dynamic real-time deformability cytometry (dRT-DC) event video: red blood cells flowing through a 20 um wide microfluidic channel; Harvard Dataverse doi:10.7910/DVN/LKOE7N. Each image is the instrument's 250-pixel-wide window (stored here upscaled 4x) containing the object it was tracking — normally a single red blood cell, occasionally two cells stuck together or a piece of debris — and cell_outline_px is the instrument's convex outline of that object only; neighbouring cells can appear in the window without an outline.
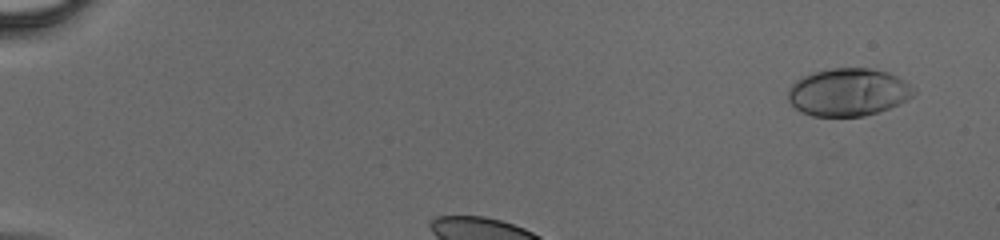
{"species": "human", "species_latin": "Homo sapiens", "temperature_condition": "cold", "stored_images_in_passage": 29, "camera_frame_rate_fps": 3000, "um_per_image_px": 0.085, "donor": {"sex": "male"}, "frame": {"image": 1, "passage_image": 1, "time_ms": 0.0, "image_size_px": [1000, 240], "cell_outline_px": [[916, 92], [912, 96], [900, 104], [864, 116], [812, 116], [800, 112], [788, 100], [788, 92], [792, 84], [796, 80], [804, 76], [816, 72], [832, 68], [868, 68], [888, 72], [904, 80], [916, 88]], "centroid_in_image_um": [72.12, 7.84], "position_along_channel_um": 12.9, "area_um2": 34.85}}
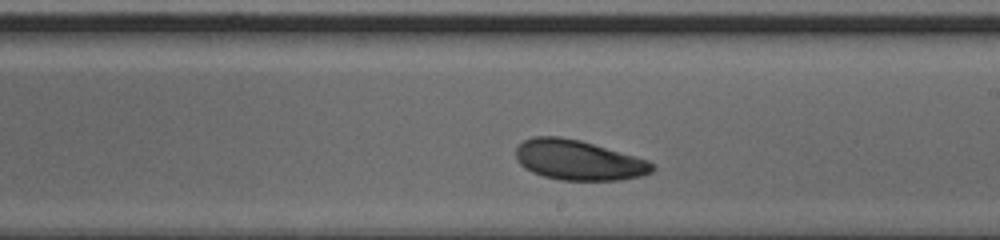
{"frame": {"image": 2, "passage_image": 18, "time_ms": 5.667, "image_size_px": [1000, 240], "cell_outline_px": [[656, 168], [652, 172], [644, 176], [620, 180], [560, 180], [544, 176], [532, 172], [524, 168], [516, 160], [516, 148], [524, 140], [532, 136], [560, 136], [580, 140], [648, 160]], "centroid_in_image_um": [49.16, 13.61], "position_along_channel_um": 239.8, "area_um2": 31.91}}
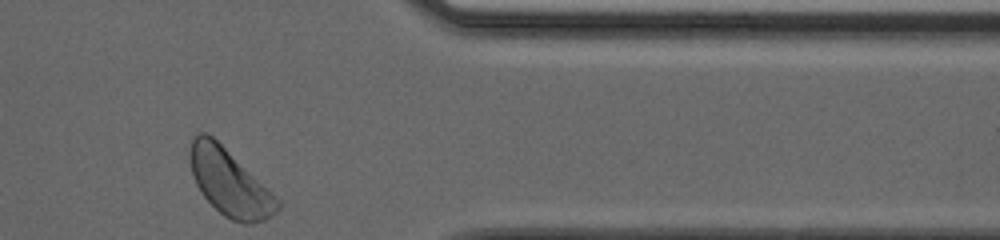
{"frame": {"image": 3, "passage_image": 29, "time_ms": 9.333, "image_size_px": [1000, 240], "cell_outline_px": [[280, 208], [276, 212], [264, 220], [252, 224], [244, 224], [232, 220], [224, 216], [200, 192], [192, 176], [188, 160], [188, 152], [192, 136], [196, 132], [204, 132], [212, 136], [280, 200]], "centroid_in_image_um": [19.46, 15.5], "position_along_channel_um": 391.9, "area_um2": 33.76}}